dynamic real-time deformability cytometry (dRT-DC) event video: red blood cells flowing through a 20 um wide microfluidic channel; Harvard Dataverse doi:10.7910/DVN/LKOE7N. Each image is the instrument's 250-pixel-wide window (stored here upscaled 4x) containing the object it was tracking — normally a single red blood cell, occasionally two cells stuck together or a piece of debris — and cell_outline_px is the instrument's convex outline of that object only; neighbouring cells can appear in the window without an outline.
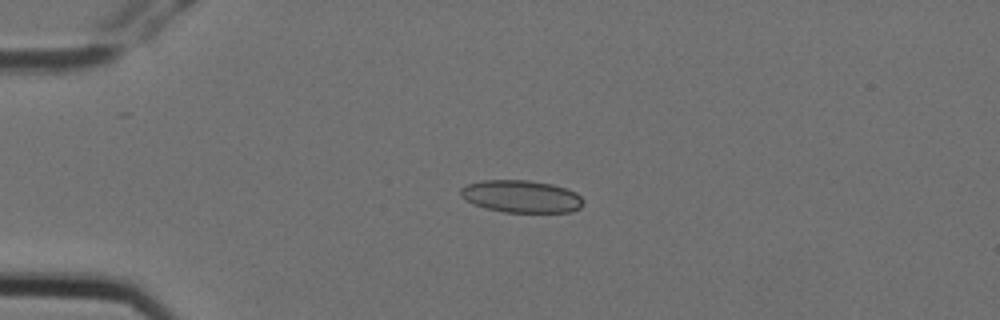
{"species": "Egyptian fruit bat (a non-hibernating species)", "species_latin": "Rousettus aegyptiacus", "temperature_condition": "cold", "stored_images_in_passage": 6, "camera_frame_rate_fps": 3000, "um_per_image_px": 0.085, "animal": {"sex": "female"}, "frame": {"image": 1, "passage_image": 5, "time_ms": 1.333, "image_size_px": [1000, 320], "cell_outline_px": [[584, 204], [580, 208], [572, 212], [504, 212], [472, 204], [460, 196], [460, 188], [468, 184], [480, 180], [528, 180], [552, 184], [568, 188], [576, 192], [584, 200]], "centroid_in_image_um": [44.33, 16.69], "position_along_channel_um": 40.7, "area_um2": 23.35}}